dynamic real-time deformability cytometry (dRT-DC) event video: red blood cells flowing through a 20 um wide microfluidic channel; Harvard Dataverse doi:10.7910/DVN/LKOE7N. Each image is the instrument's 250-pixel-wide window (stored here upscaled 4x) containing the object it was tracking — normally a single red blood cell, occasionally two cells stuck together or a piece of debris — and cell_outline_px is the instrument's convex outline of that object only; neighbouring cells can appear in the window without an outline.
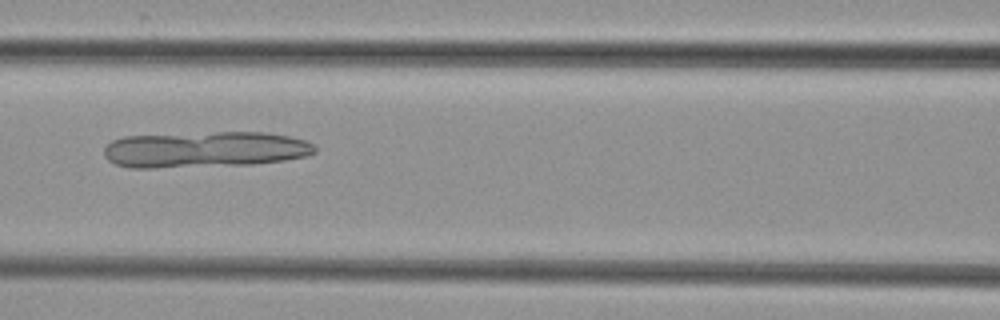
{"species": "common noctule bat (a hibernating species)", "species_latin": "Nyctalus noctula", "temperature_condition": "cold", "stored_images_in_passage": 7, "camera_frame_rate_fps": 3000, "um_per_image_px": 0.085, "animal": {"sex": "female", "body_mass_g": 29.2, "forearm_length_mm": 56.3}, "frame": {"image": 1, "passage_image": 7, "time_ms": 7.0, "image_size_px": [1000, 320], "cell_outline_px": [[316, 152], [308, 156], [284, 160], [252, 164], [152, 168], [128, 168], [116, 164], [108, 160], [104, 156], [104, 148], [112, 140], [124, 136], [216, 132], [264, 132], [288, 136], [304, 140], [312, 144], [316, 148]], "centroid_in_image_um": [17.39, 12.71], "position_along_channel_um": 149.2, "area_um2": 44.39}}